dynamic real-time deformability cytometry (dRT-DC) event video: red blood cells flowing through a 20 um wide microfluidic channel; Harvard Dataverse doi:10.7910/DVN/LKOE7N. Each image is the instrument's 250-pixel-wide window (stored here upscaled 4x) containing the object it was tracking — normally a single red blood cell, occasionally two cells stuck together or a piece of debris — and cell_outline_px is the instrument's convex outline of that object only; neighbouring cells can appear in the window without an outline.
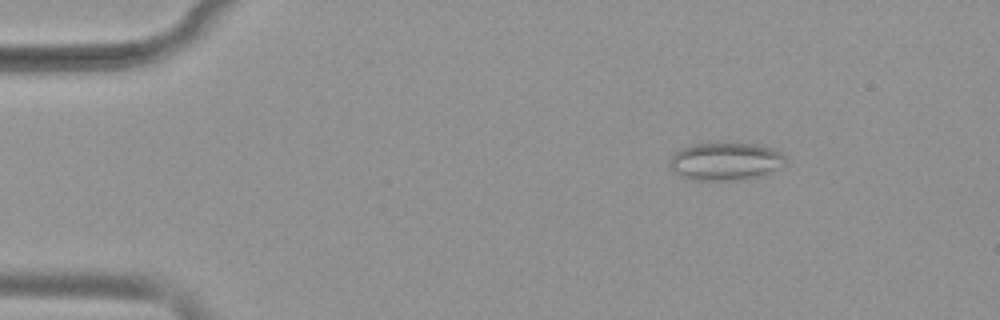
{"species": "common noctule bat (a hibernating species)", "species_latin": "Nyctalus noctula", "temperature_condition": "warm", "stored_images_in_passage": 50, "camera_frame_rate_fps": 3000, "um_per_image_px": 0.085, "animal": {"sex": "female", "body_mass_g": 19.9}, "frame": {"image": 1, "passage_image": 6, "time_ms": 1.667, "image_size_px": [1000, 320], "cell_outline_px": [[788, 164], [768, 176], [740, 180], [692, 180], [680, 176], [668, 164], [672, 156], [676, 152], [692, 144], [720, 140], [728, 140], [756, 144], [776, 148], [788, 156]], "centroid_in_image_um": [61.81, 13.68], "position_along_channel_um": 23.2, "area_um2": 27.17}}
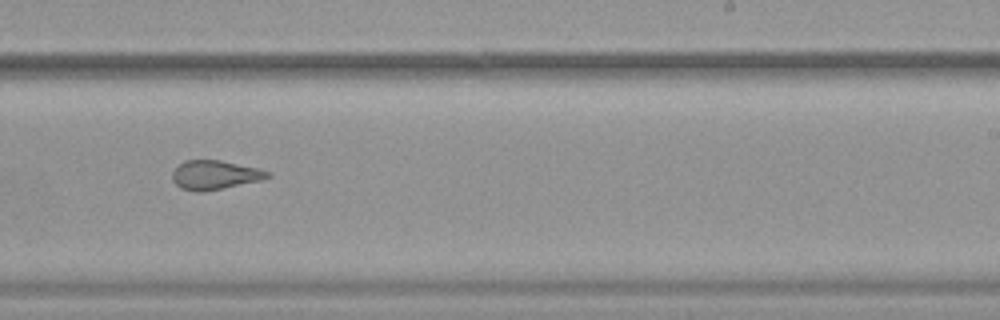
{"frame": {"image": 2, "passage_image": 31, "time_ms": 10.0, "image_size_px": [1000, 320], "cell_outline_px": [[272, 176], [260, 180], [204, 192], [196, 192], [180, 188], [172, 180], [172, 172], [184, 160], [220, 160], [256, 168], [272, 172]], "centroid_in_image_um": [18.24, 14.88], "position_along_channel_um": 270.8, "area_um2": 16.07}}
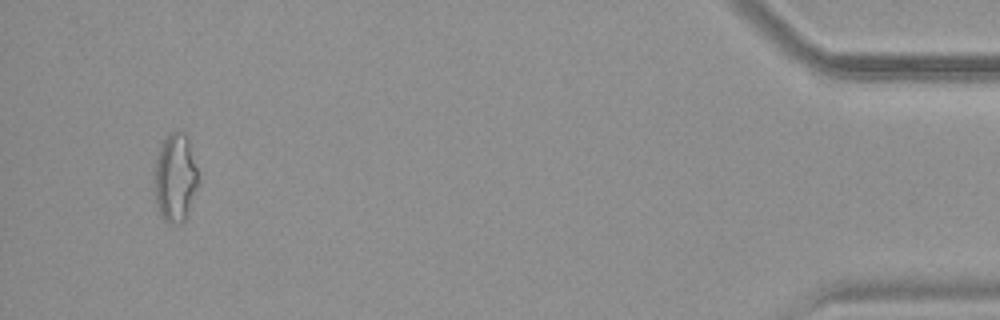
{"frame": {"image": 3, "passage_image": 48, "time_ms": 15.667, "image_size_px": [1000, 320], "cell_outline_px": [[200, 184], [184, 220], [180, 224], [168, 224], [160, 216], [152, 200], [152, 172], [160, 144], [164, 136], [168, 132], [180, 128], [188, 136], [200, 176]], "centroid_in_image_um": [14.85, 15.08], "position_along_channel_um": 420.3, "area_um2": 24.45}, "authors_computed_cell_mechanics": {"area_um2": 20.0566, "velocity_mm_per_s": 3.9197, "shape_relaxation_time_tau1_ms": null, "shape_relaxation_time_tau2_ms": 1.3874, "deformation_change_tau1": null, "deformation_change_tau2": 0.1043}}